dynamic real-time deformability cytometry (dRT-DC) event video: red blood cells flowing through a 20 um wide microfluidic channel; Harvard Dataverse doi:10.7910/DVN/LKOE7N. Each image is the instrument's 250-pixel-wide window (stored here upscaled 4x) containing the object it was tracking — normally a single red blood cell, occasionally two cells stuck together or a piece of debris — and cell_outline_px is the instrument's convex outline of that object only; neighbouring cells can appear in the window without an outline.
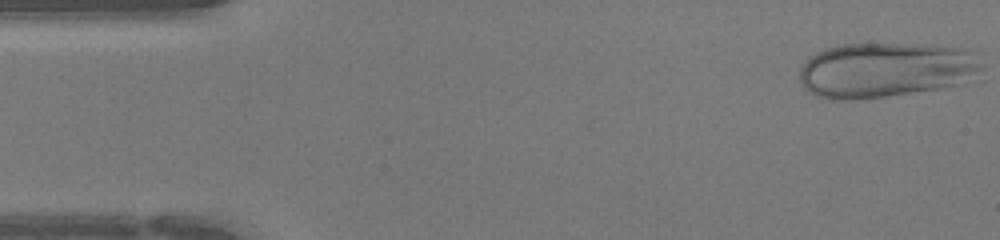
{"species": "human", "species_latin": "Homo sapiens", "temperature_condition": "warm", "stored_images_in_passage": 43, "camera_frame_rate_fps": 3000, "um_per_image_px": 0.085, "donor": {"sex": "female"}, "frame": {"image": 1, "passage_image": 1, "time_ms": 0.0, "image_size_px": [1000, 240], "cell_outline_px": [[984, 80], [964, 84], [884, 96], [852, 100], [832, 100], [816, 96], [808, 92], [804, 88], [800, 80], [800, 68], [808, 56], [824, 48], [840, 44], [912, 44], [968, 48], [984, 64]], "centroid_in_image_um": [75.38, 5.94], "position_along_channel_um": 9.6, "area_um2": 59.88}}
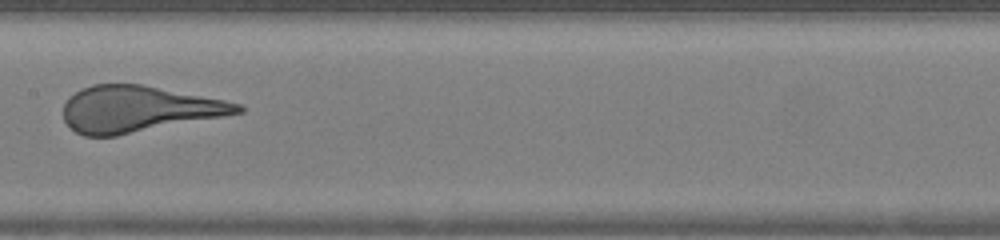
{"frame": {"image": 2, "passage_image": 21, "time_ms": 6.667, "image_size_px": [1000, 240], "cell_outline_px": [[244, 112], [116, 136], [84, 136], [76, 132], [64, 120], [64, 104], [68, 96], [92, 84], [140, 84], [224, 100], [240, 104], [244, 108]], "centroid_in_image_um": [11.73, 9.27], "position_along_channel_um": 195.7, "area_um2": 46.47}}
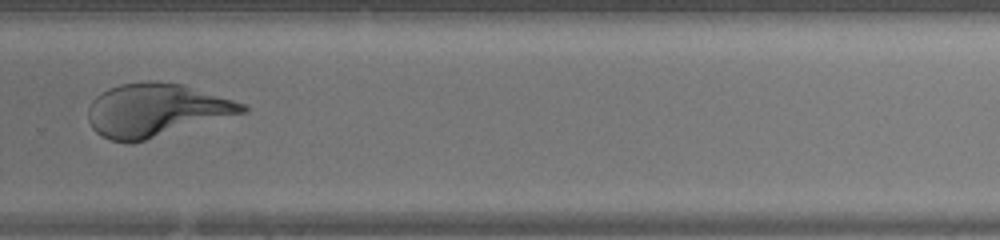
{"frame": {"image": 3, "passage_image": 29, "time_ms": 9.333, "image_size_px": [1000, 240], "cell_outline_px": [[248, 112], [144, 140], [128, 144], [112, 140], [96, 132], [92, 128], [88, 120], [88, 108], [92, 100], [100, 92], [108, 88], [120, 84], [148, 80], [184, 84], [244, 104], [248, 108]], "centroid_in_image_um": [13.23, 9.35], "position_along_channel_um": 316.6, "area_um2": 47.63}}